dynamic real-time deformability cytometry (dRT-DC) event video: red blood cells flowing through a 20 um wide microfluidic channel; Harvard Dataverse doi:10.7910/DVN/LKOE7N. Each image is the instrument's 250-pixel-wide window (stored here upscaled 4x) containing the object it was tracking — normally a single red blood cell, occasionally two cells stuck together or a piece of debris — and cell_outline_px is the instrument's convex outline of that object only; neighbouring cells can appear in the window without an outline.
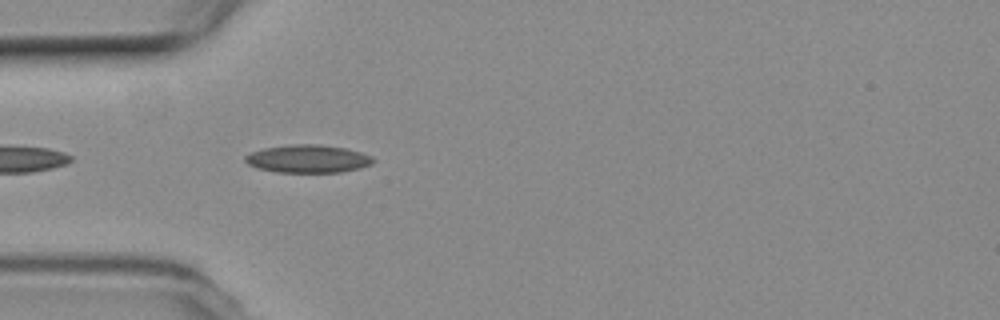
{"species": "common noctule bat (a hibernating species)", "species_latin": "Nyctalus noctula", "temperature_condition": "room temperature", "stored_images_in_passage": 8, "camera_frame_rate_fps": 3000, "um_per_image_px": 0.085, "animal": {"sex": "female", "body_mass_g": 19.3, "forearm_length_mm": 54.1}, "frame": {"image": 1, "passage_image": 3, "time_ms": 0.667, "image_size_px": [1000, 320], "cell_outline_px": [[376, 160], [372, 164], [360, 168], [340, 172], [276, 172], [256, 168], [248, 164], [244, 160], [244, 156], [252, 152], [264, 148], [292, 144], [320, 144], [344, 148], [360, 152], [372, 156]], "centroid_in_image_um": [26.17, 13.5], "position_along_channel_um": 58.8, "area_um2": 20.87}}